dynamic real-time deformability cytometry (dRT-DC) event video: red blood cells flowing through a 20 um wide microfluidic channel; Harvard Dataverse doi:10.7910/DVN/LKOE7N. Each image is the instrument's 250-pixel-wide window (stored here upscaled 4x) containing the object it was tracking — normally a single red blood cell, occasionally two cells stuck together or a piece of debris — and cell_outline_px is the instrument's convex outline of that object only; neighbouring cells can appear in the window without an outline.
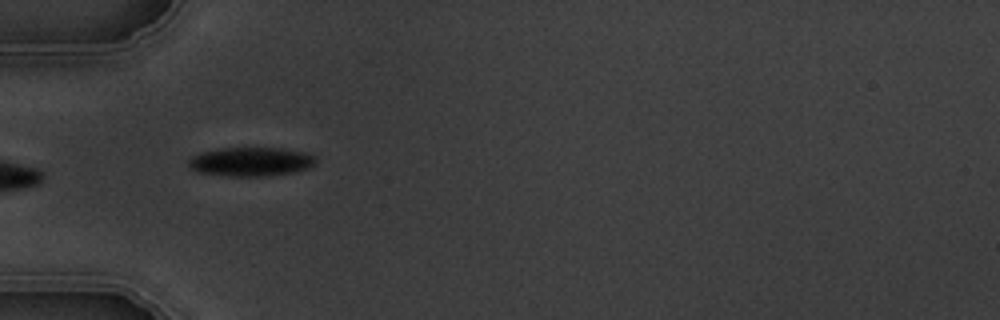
{"species": "common noctule bat (a hibernating species)", "species_latin": "Nyctalus noctula", "temperature_condition": "warm", "stored_images_in_passage": 4, "camera_frame_rate_fps": 3000, "um_per_image_px": 0.085, "animal": {"sex": "male", "body_mass_g": 19.5, "forearm_length_mm": 54.6}, "frame": {"image": 1, "passage_image": 3, "time_ms": 2.333, "image_size_px": [1000, 320], "cell_outline_px": [[316, 164], [308, 168], [296, 172], [268, 176], [228, 176], [196, 172], [188, 164], [188, 160], [192, 156], [200, 152], [216, 148], [280, 148], [304, 152], [316, 156]], "centroid_in_image_um": [21.33, 13.74], "position_along_channel_um": 63.7, "area_um2": 21.73}}
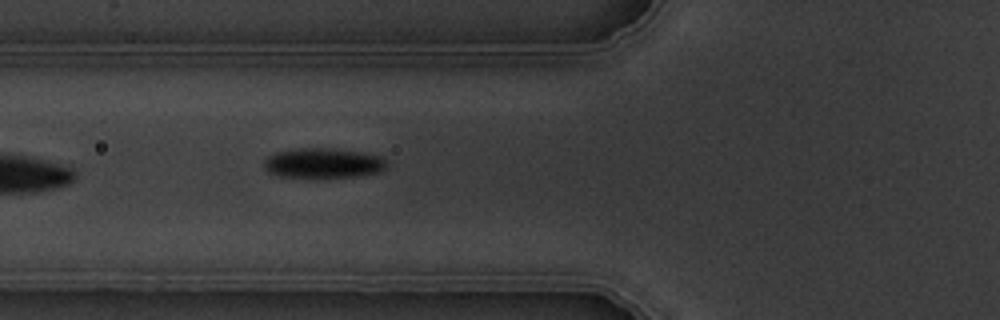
{"frame": {"image": 2, "passage_image": 4, "time_ms": 3.333, "image_size_px": [1000, 320], "cell_outline_px": [[388, 164], [380, 172], [356, 176], [280, 176], [268, 172], [264, 168], [264, 160], [268, 156], [276, 152], [300, 148], [328, 148], [360, 152], [380, 156]], "centroid_in_image_um": [27.45, 13.85], "position_along_channel_um": 98.3, "area_um2": 20.92}}